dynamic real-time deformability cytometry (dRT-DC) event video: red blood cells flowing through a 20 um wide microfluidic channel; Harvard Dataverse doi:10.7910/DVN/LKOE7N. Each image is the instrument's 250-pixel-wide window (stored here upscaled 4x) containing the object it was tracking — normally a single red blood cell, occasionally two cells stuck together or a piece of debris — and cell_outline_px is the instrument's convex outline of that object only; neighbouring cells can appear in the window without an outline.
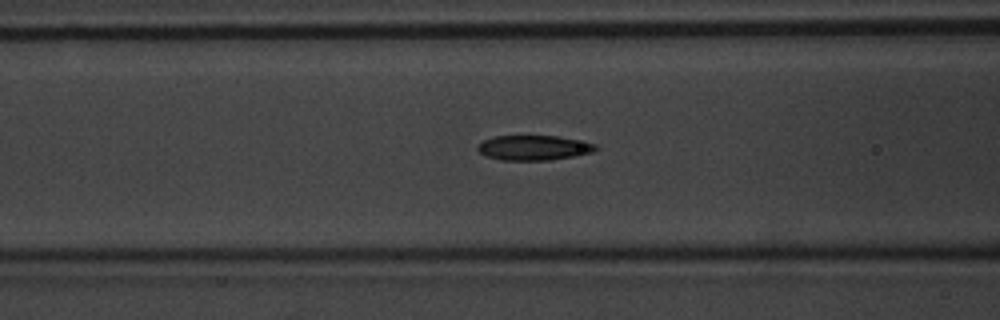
{"species": "common noctule bat (a hibernating species)", "species_latin": "Nyctalus noctula", "temperature_condition": "warm", "stored_images_in_passage": 34, "camera_frame_rate_fps": 3000, "um_per_image_px": 0.085, "animal": {"sex": "male", "body_mass_g": 20.1, "forearm_length_mm": 53.5}, "frame": {"image": 1, "passage_image": 6, "time_ms": 1.667, "image_size_px": [1000, 320], "cell_outline_px": [[600, 148], [592, 152], [576, 156], [548, 160], [500, 160], [484, 156], [476, 148], [484, 140], [496, 136], [556, 136], [596, 144]], "centroid_in_image_um": [45.37, 12.57], "position_along_channel_um": 121.2, "area_um2": 17.05}}
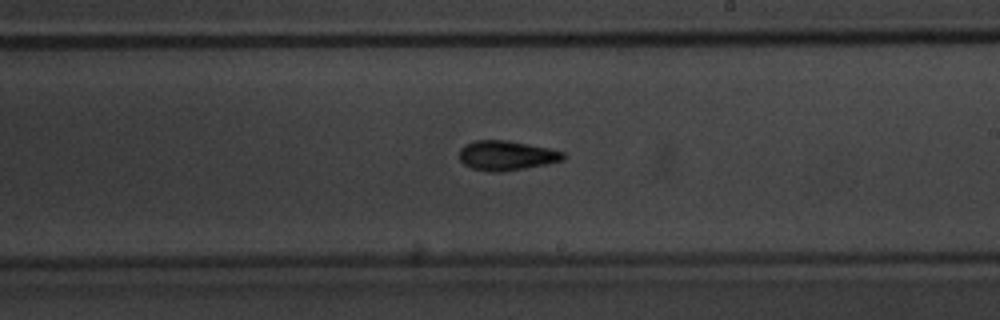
{"frame": {"image": 2, "passage_image": 16, "time_ms": 5.0, "image_size_px": [1000, 320], "cell_outline_px": [[568, 156], [564, 160], [548, 164], [500, 172], [488, 172], [472, 168], [464, 164], [460, 160], [460, 148], [464, 144], [476, 140], [508, 140], [548, 148], [564, 152]], "centroid_in_image_um": [43.07, 13.22], "position_along_channel_um": 245.9, "area_um2": 18.09}}
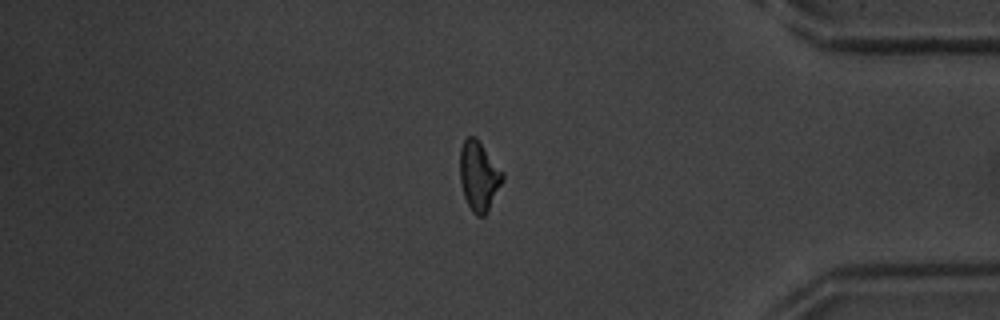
{"frame": {"image": 3, "passage_image": 30, "time_ms": 9.667, "image_size_px": [1000, 320], "cell_outline_px": [[504, 180], [488, 212], [484, 216], [476, 216], [472, 212], [464, 196], [460, 180], [460, 148], [464, 140], [468, 136], [476, 136], [504, 172]], "centroid_in_image_um": [40.72, 14.96], "position_along_channel_um": 394.5, "area_um2": 17.57}, "authors_computed_cell_mechanics": {"area_um2": 17.4556, "velocity_mm_per_s": 3.7424, "shape_relaxation_time_tau1_ms": 3.317, "shape_relaxation_time_tau2_ms": 5.2596, "deformation_change_tau1": 0.1288, "deformation_change_tau2": 0.1041}}